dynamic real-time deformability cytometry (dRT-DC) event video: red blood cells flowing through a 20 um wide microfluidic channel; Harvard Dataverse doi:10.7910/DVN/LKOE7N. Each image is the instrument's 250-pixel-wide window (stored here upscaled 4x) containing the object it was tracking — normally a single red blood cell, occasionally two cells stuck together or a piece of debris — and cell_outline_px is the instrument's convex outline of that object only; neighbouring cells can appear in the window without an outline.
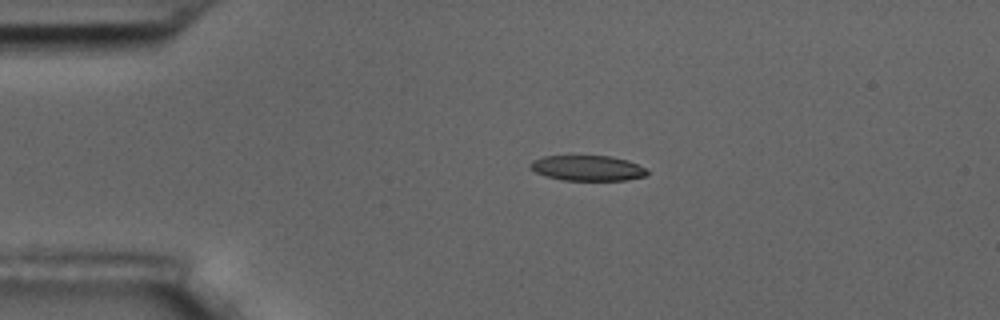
{"species": "common noctule bat (a hibernating species)", "species_latin": "Nyctalus noctula", "temperature_condition": "room temperature", "stored_images_in_passage": 4, "segment_of_instrument_passage": [1, 2], "camera_frame_rate_fps": 3000, "um_per_image_px": 0.085, "animal": {"sex": "male", "body_mass_g": 17.5, "forearm_length_mm": 52.3}, "frame": {"image": 1, "passage_image": 2, "time_ms": 2.0, "image_size_px": [1000, 320], "cell_outline_px": [[648, 172], [644, 176], [628, 180], [564, 180], [544, 176], [528, 168], [528, 164], [532, 160], [544, 156], [612, 156], [628, 160], [648, 168]], "centroid_in_image_um": [49.93, 14.28], "position_along_channel_um": 35.1, "area_um2": 17.46}}